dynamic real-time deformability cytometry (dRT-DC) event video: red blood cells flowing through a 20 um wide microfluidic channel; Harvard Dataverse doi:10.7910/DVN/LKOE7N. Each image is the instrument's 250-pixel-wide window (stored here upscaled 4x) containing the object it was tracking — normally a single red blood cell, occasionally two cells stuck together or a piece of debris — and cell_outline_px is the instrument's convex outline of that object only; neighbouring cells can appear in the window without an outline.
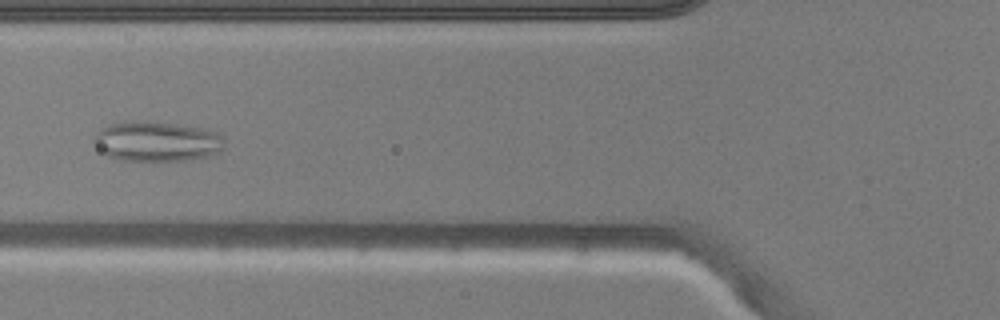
{"species": "common noctule bat (a hibernating species)", "species_latin": "Nyctalus noctula", "temperature_condition": "warm", "stored_images_in_passage": 32, "camera_frame_rate_fps": 3000, "um_per_image_px": 0.085, "animal": {"sex": "male", "body_mass_g": 20.5, "forearm_length_mm": 52.5}, "frame": {"image": 1, "passage_image": 5, "time_ms": 1.333, "image_size_px": [1000, 320], "cell_outline_px": [[224, 148], [220, 152], [208, 156], [184, 160], [124, 160], [108, 156], [92, 140], [96, 132], [112, 124], [124, 120], [172, 124], [204, 128], [220, 132], [224, 140]], "centroid_in_image_um": [13.38, 12.01], "position_along_channel_um": 112.4, "area_um2": 30.11}}
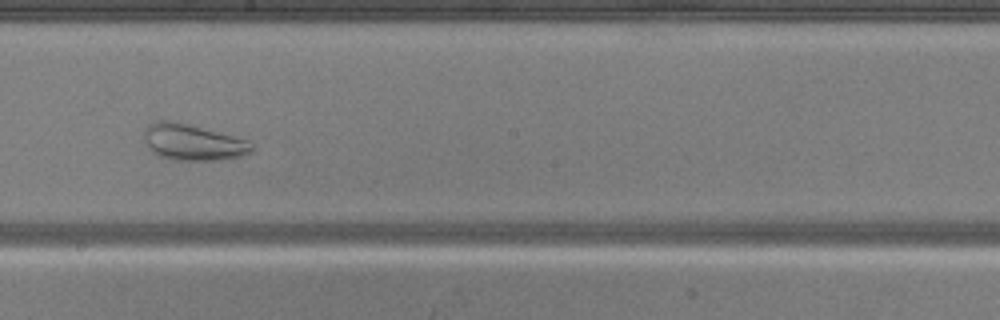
{"frame": {"image": 2, "passage_image": 14, "time_ms": 4.333, "image_size_px": [1000, 320], "cell_outline_px": [[252, 152], [240, 156], [220, 160], [172, 160], [156, 156], [148, 148], [144, 140], [144, 128], [148, 124], [156, 120], [176, 120], [236, 136], [248, 140], [252, 144]], "centroid_in_image_um": [16.35, 12.07], "position_along_channel_um": 231.8, "area_um2": 23.29}, "authors_computed_cell_mechanics": {"area_um2": 29.9115, "velocity_mm_per_s": 3.9753, "shape_relaxation_time_tau1_ms": null, "shape_relaxation_time_tau2_ms": 1.4016, "deformation_change_tau1": null, "deformation_change_tau2": 0.0577}}